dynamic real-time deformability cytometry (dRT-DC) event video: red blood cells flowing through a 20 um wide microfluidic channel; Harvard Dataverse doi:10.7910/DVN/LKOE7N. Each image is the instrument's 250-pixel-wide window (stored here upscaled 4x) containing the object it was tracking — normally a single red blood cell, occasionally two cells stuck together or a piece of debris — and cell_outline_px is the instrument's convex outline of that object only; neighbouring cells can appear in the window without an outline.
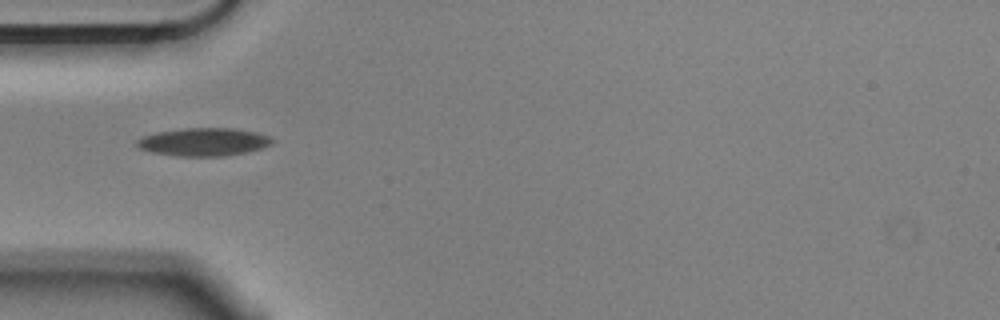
{"species": "Egyptian fruit bat (a non-hibernating species)", "species_latin": "Rousettus aegyptiacus", "temperature_condition": "cold", "stored_images_in_passage": 40, "camera_frame_rate_fps": 3000, "um_per_image_px": 0.085, "animal": {"sex": "male"}, "frame": {"image": 1, "passage_image": 1, "time_ms": 0.0, "image_size_px": [1000, 320], "cell_outline_px": [[276, 140], [272, 144], [260, 148], [244, 152], [224, 156], [176, 156], [152, 152], [140, 148], [136, 144], [136, 140], [144, 136], [156, 132], [184, 128], [232, 128], [256, 132], [268, 136]], "centroid_in_image_um": [17.31, 12.06], "position_along_channel_um": 67.7, "area_um2": 21.96}}
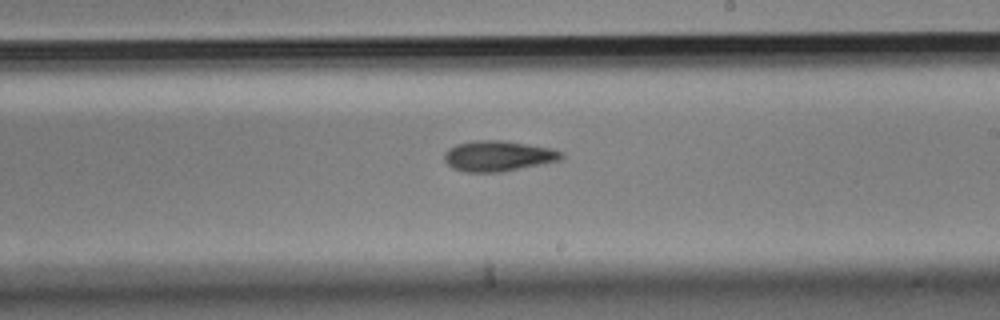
{"frame": {"image": 2, "passage_image": 16, "time_ms": 5.0, "image_size_px": [1000, 320], "cell_outline_px": [[564, 156], [560, 160], [500, 172], [464, 172], [452, 168], [444, 160], [444, 152], [448, 148], [456, 144], [476, 140], [504, 140], [552, 148], [564, 152]], "centroid_in_image_um": [42.32, 13.25], "position_along_channel_um": 246.7, "area_um2": 20.92}}
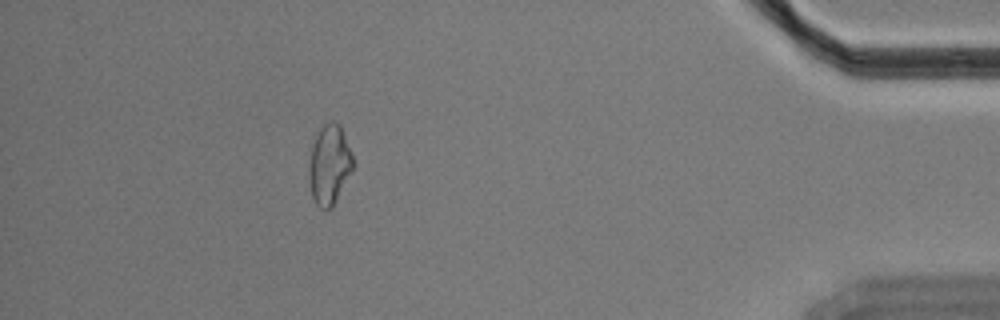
{"frame": {"image": 3, "passage_image": 34, "time_ms": 11.0, "image_size_px": [1000, 320], "cell_outline_px": [[356, 164], [352, 172], [332, 208], [320, 208], [312, 200], [308, 180], [308, 168], [312, 144], [316, 132], [324, 124], [332, 120], [340, 124]], "centroid_in_image_um": [27.99, 14.0], "position_along_channel_um": 407.2, "area_um2": 20.98}, "authors_computed_cell_mechanics": {"area_um2": 20.6057, "velocity_mm_per_s": 3.5652, "shape_relaxation_time_tau1_ms": 4.1, "shape_relaxation_time_tau2_ms": 9.4633, "deformation_change_tau1": 0.1108, "deformation_change_tau2": 0.1966}}